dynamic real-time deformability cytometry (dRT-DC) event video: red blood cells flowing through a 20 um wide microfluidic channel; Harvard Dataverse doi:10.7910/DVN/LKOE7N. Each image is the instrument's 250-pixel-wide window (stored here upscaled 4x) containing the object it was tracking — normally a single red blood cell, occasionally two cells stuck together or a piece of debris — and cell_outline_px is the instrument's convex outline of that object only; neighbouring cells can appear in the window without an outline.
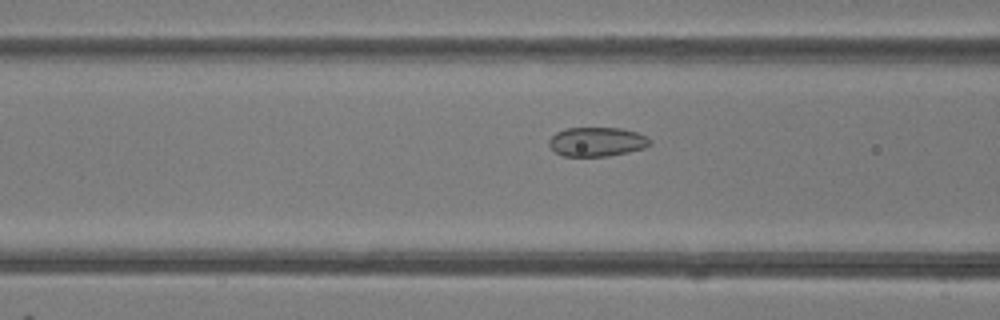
{"species": "common noctule bat (a hibernating species)", "species_latin": "Nyctalus noctula", "temperature_condition": "room temperature", "stored_images_in_passage": 50, "camera_frame_rate_fps": 3000, "um_per_image_px": 0.085, "animal": {"sex": "female"}, "frame": {"image": 1, "passage_image": 20, "time_ms": 6.333, "image_size_px": [1000, 320], "cell_outline_px": [[652, 144], [644, 148], [628, 152], [608, 156], [564, 156], [556, 152], [548, 144], [548, 140], [556, 132], [564, 128], [620, 128], [636, 132], [648, 136], [652, 140]], "centroid_in_image_um": [50.76, 12.04], "position_along_channel_um": 115.8, "area_um2": 17.28}}
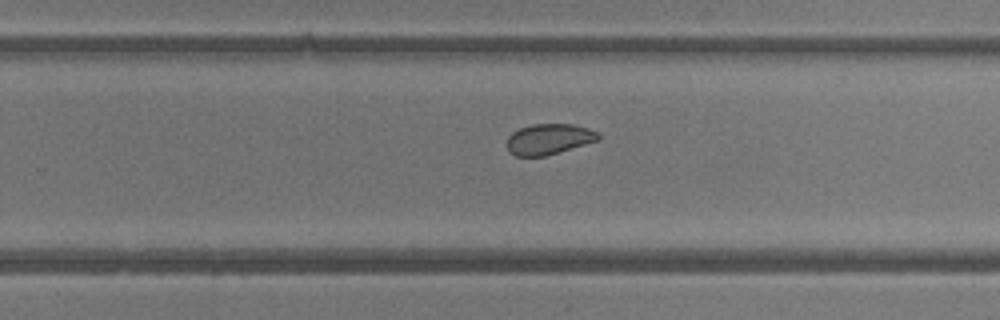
{"frame": {"image": 2, "passage_image": 32, "time_ms": 10.333, "image_size_px": [1000, 320], "cell_outline_px": [[600, 140], [544, 156], [516, 156], [508, 152], [508, 136], [512, 132], [520, 128], [532, 124], [572, 124], [588, 128], [596, 132], [600, 136]], "centroid_in_image_um": [46.65, 11.82], "position_along_channel_um": 283.2, "area_um2": 16.24}}
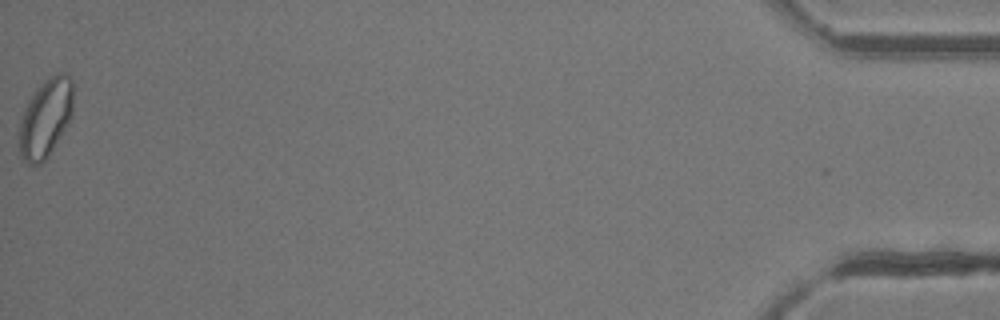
{"frame": {"image": 3, "passage_image": 50, "time_ms": 16.333, "image_size_px": [1000, 320], "cell_outline_px": [[72, 116], [68, 124], [48, 156], [40, 164], [28, 164], [20, 160], [20, 120], [24, 108], [36, 88], [48, 76], [56, 72], [64, 72], [72, 80]], "centroid_in_image_um": [3.87, 10.02], "position_along_channel_um": 431.3, "area_um2": 24.8}, "authors_computed_cell_mechanics": {"area_um2": 19.3341, "velocity_mm_per_s": 4.1874, "shape_relaxation_time_tau1_ms": 2.5957, "shape_relaxation_time_tau2_ms": 1.0894, "deformation_change_tau1": 0.051, "deformation_change_tau2": 0.0302}}